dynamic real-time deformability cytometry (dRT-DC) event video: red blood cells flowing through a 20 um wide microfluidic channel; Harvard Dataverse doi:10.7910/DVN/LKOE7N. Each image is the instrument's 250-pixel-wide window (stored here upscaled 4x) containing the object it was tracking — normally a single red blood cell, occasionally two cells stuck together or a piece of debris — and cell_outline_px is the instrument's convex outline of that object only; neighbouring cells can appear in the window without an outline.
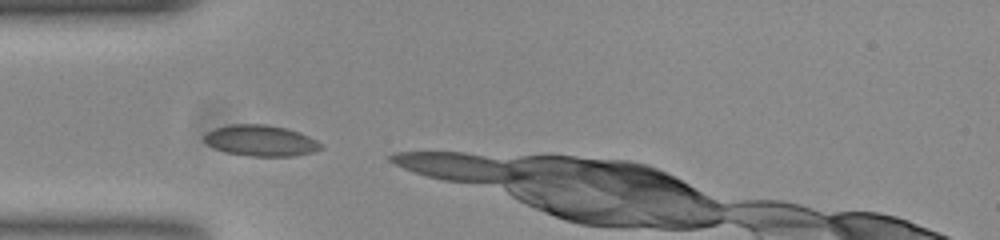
{"species": "common noctule bat (a hibernating species)", "species_latin": "Nyctalus noctula", "temperature_condition": "room temperature", "stored_images_in_passage": 3, "camera_frame_rate_fps": 3000, "um_per_image_px": 0.085, "animal": {"sex": "female", "body_mass_g": 23.0, "forearm_length_mm": 53.4}, "frame": {"image": 1, "passage_image": 1, "time_ms": 0.0, "image_size_px": [1000, 240], "cell_outline_px": [[320, 148], [312, 152], [292, 156], [252, 156], [224, 152], [208, 144], [204, 140], [204, 136], [212, 128], [228, 124], [264, 124], [284, 128], [300, 132], [316, 140], [320, 144]], "centroid_in_image_um": [22.12, 11.94], "position_along_channel_um": 62.9, "area_um2": 20.87}}